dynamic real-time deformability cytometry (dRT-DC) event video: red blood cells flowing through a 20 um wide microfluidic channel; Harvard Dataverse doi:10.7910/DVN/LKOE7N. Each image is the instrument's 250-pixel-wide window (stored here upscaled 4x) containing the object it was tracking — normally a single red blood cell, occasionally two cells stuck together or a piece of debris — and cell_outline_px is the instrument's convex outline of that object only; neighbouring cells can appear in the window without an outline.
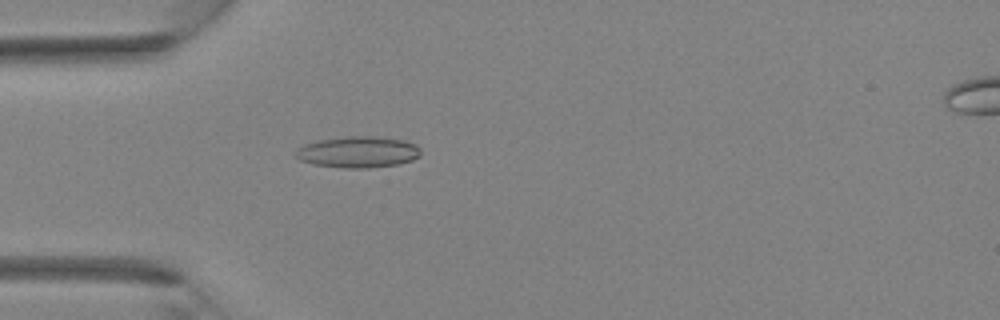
{"species": "Egyptian fruit bat (a non-hibernating species)", "species_latin": "Rousettus aegyptiacus", "temperature_condition": "room temperature", "stored_images_in_passage": 37, "camera_frame_rate_fps": 3000, "um_per_image_px": 0.085, "animal": {"sex": "female"}, "frame": {"image": 1, "passage_image": 11, "time_ms": 3.333, "image_size_px": [1000, 320], "cell_outline_px": [[420, 156], [412, 160], [396, 164], [368, 168], [344, 168], [316, 164], [300, 160], [296, 156], [296, 152], [304, 144], [316, 140], [348, 136], [376, 136], [404, 140], [416, 144], [420, 148]], "centroid_in_image_um": [30.46, 12.91], "position_along_channel_um": 54.5, "area_um2": 22.72}}
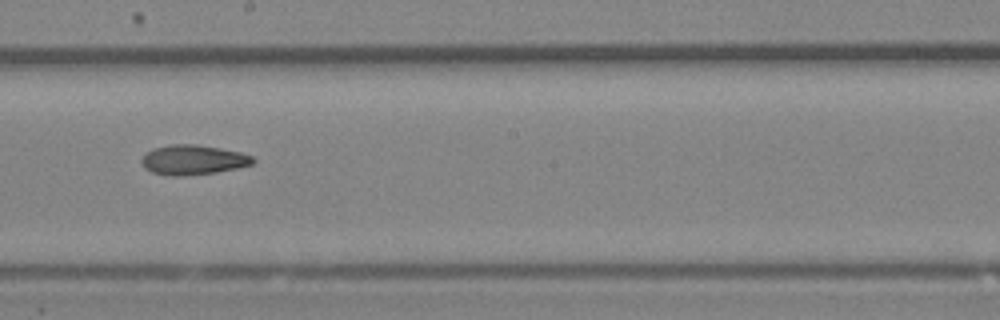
{"frame": {"image": 2, "passage_image": 21, "time_ms": 6.667, "image_size_px": [1000, 320], "cell_outline_px": [[256, 160], [252, 164], [236, 168], [216, 172], [184, 176], [172, 176], [152, 172], [144, 168], [140, 160], [152, 148], [172, 144], [196, 144], [220, 148], [240, 152], [252, 156]], "centroid_in_image_um": [16.4, 13.58], "position_along_channel_um": 231.8, "area_um2": 19.31}}
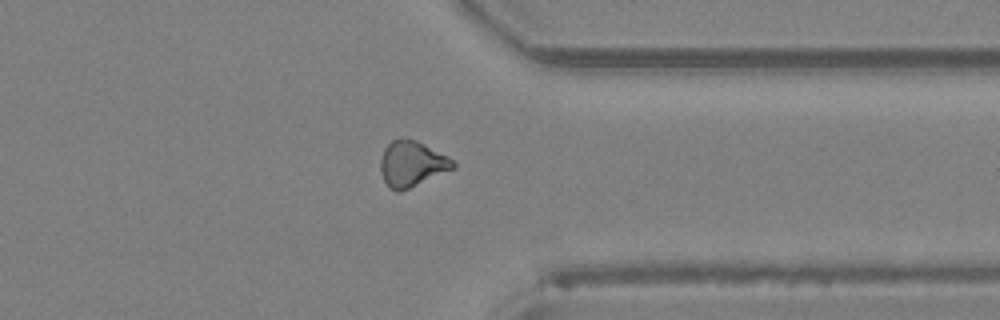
{"frame": {"image": 3, "passage_image": 29, "time_ms": 9.333, "image_size_px": [1000, 320], "cell_outline_px": [[456, 168], [400, 192], [396, 192], [384, 180], [380, 168], [380, 160], [384, 148], [392, 140], [400, 136], [416, 140], [448, 156], [456, 164]], "centroid_in_image_um": [35.01, 13.9], "position_along_channel_um": 376.4, "area_um2": 19.36}}